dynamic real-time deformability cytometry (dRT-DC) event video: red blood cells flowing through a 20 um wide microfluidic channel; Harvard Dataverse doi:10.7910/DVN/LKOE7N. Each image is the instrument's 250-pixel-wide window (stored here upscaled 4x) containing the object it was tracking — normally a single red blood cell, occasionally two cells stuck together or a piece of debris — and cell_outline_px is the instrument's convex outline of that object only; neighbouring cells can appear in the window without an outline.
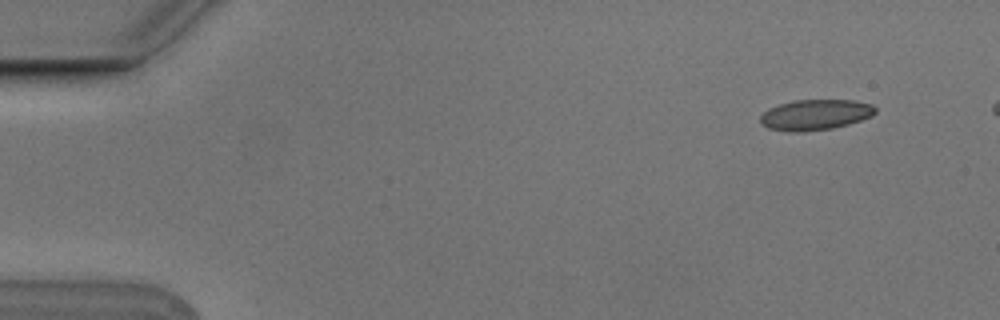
{"species": "Egyptian fruit bat (a non-hibernating species)", "species_latin": "Rousettus aegyptiacus", "temperature_condition": "cold", "stored_images_in_passage": 7, "camera_frame_rate_fps": 3000, "um_per_image_px": 0.085, "animal": {"sex": "male"}, "frame": {"image": 1, "passage_image": 2, "time_ms": 0.333, "image_size_px": [1000, 320], "cell_outline_px": [[876, 112], [872, 116], [848, 124], [832, 128], [800, 132], [792, 132], [768, 128], [760, 124], [760, 116], [768, 108], [780, 104], [796, 100], [852, 100], [872, 104], [876, 108]], "centroid_in_image_um": [69.29, 9.75], "position_along_channel_um": 15.7, "area_um2": 20.46}}
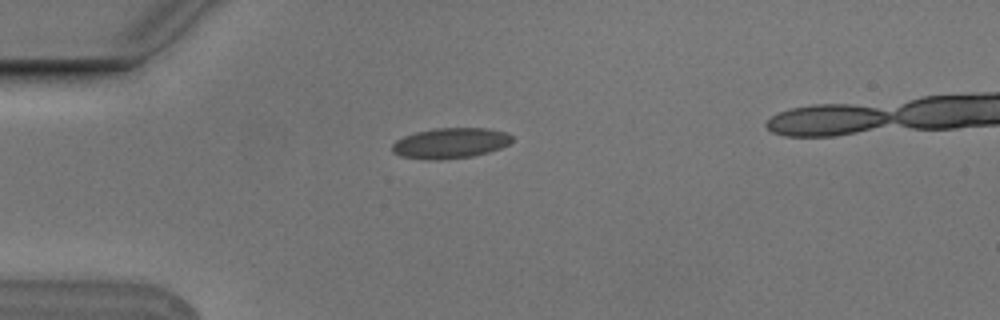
{"frame": {"image": 2, "passage_image": 4, "time_ms": 1.0, "image_size_px": [1000, 320], "cell_outline_px": [[512, 140], [508, 144], [500, 148], [488, 152], [472, 156], [444, 160], [424, 160], [400, 156], [392, 152], [392, 144], [396, 140], [404, 136], [416, 132], [436, 128], [488, 128], [508, 132], [512, 136]], "centroid_in_image_um": [38.27, 12.17], "position_along_channel_um": 46.7, "area_um2": 21.5}}
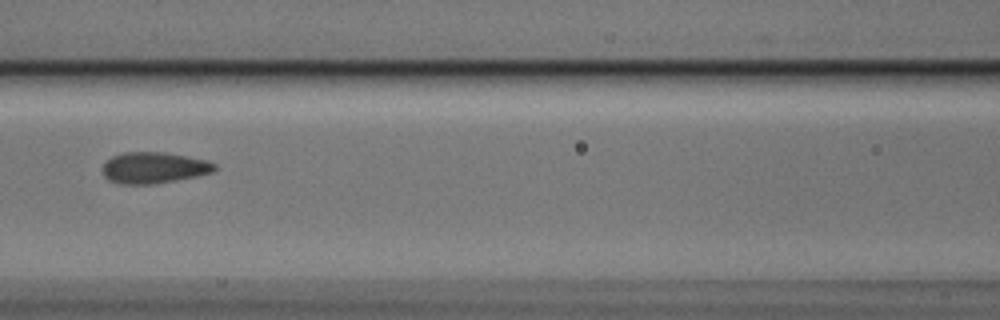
{"frame": {"image": 3, "passage_image": 7, "time_ms": 2.0, "image_size_px": [1000, 320], "cell_outline_px": [[216, 168], [212, 172], [196, 176], [148, 184], [124, 184], [108, 180], [104, 176], [104, 164], [112, 156], [124, 152], [164, 152], [208, 160], [216, 164]], "centroid_in_image_um": [13.08, 14.24], "position_along_channel_um": 153.5, "area_um2": 20.06}}